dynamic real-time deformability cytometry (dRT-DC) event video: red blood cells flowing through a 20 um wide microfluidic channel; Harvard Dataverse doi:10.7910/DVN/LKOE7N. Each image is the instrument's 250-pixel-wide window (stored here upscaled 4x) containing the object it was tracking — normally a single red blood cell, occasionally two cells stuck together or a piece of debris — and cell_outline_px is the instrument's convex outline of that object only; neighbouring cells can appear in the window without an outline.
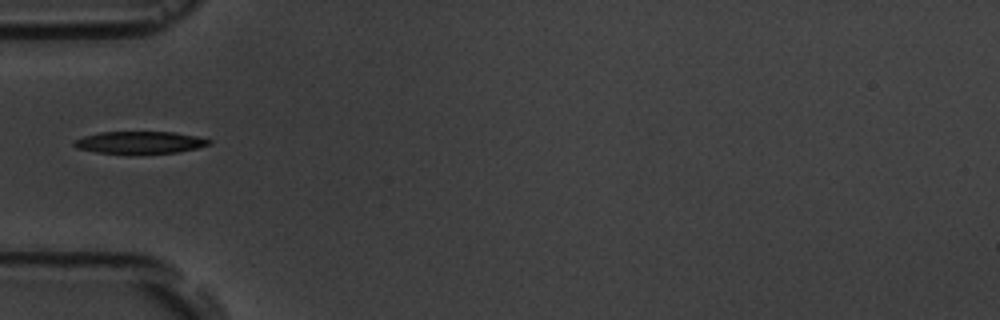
{"species": "common noctule bat (a hibernating species)", "species_latin": "Nyctalus noctula", "temperature_condition": "room temperature", "stored_images_in_passage": 5, "camera_frame_rate_fps": 3000, "um_per_image_px": 0.085, "animal": {"sex": "male", "body_mass_g": 19.5, "forearm_length_mm": 54.6}, "frame": {"image": 1, "passage_image": 1, "time_ms": 0.0, "image_size_px": [1000, 320], "cell_outline_px": [[212, 144], [196, 148], [176, 152], [132, 156], [96, 152], [76, 148], [72, 144], [72, 140], [84, 136], [100, 132], [172, 132], [196, 136], [212, 140]], "centroid_in_image_um": [11.83, 12.14], "position_along_channel_um": 73.2, "area_um2": 18.15}}
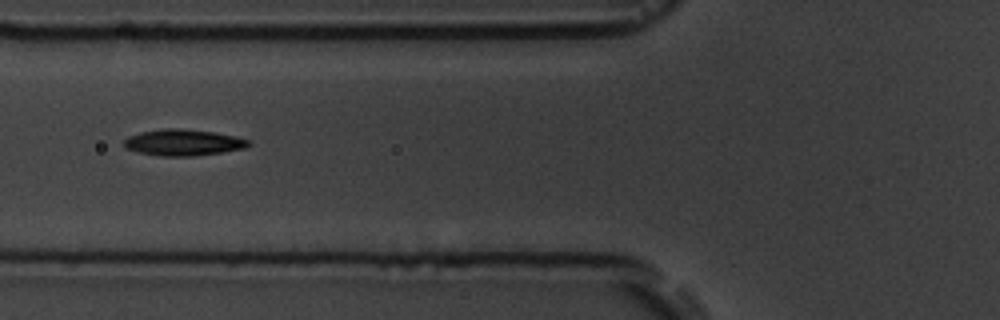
{"frame": {"image": 2, "passage_image": 2, "time_ms": 1.0, "image_size_px": [1000, 320], "cell_outline_px": [[252, 144], [244, 148], [220, 152], [192, 156], [160, 156], [140, 152], [124, 148], [124, 140], [128, 136], [140, 132], [164, 128], [180, 128], [212, 132], [236, 136], [252, 140]], "centroid_in_image_um": [15.58, 12.1], "position_along_channel_um": 110.2, "area_um2": 19.07}}
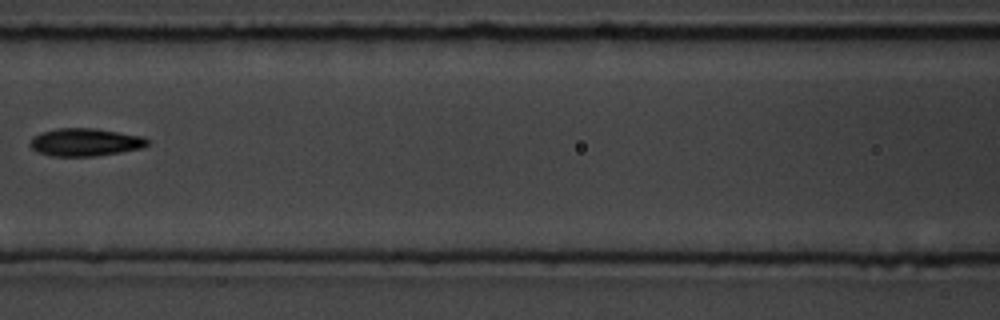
{"frame": {"image": 3, "passage_image": 3, "time_ms": 2.333, "image_size_px": [1000, 320], "cell_outline_px": [[148, 144], [140, 148], [120, 152], [96, 156], [52, 156], [36, 152], [28, 144], [32, 136], [40, 132], [56, 128], [96, 128], [144, 136], [148, 140]], "centroid_in_image_um": [7.19, 12.08], "position_along_channel_um": 159.4, "area_um2": 19.19}}